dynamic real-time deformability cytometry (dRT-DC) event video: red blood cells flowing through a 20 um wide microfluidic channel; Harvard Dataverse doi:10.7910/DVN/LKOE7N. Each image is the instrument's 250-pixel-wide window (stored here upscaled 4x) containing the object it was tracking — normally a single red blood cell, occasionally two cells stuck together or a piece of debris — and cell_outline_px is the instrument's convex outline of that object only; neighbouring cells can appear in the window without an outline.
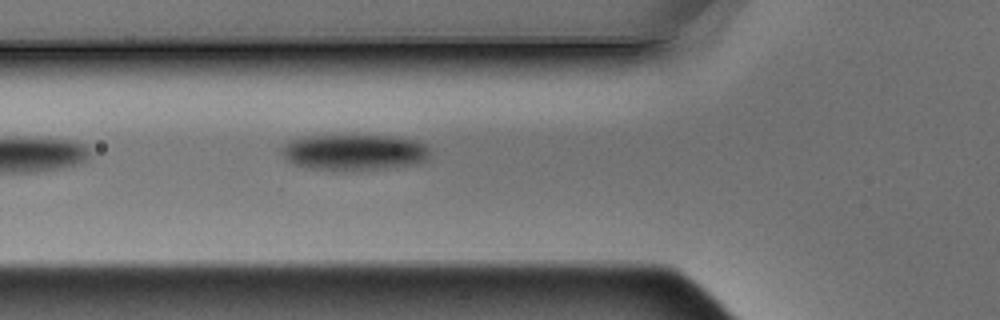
{"species": "Egyptian fruit bat (a non-hibernating species)", "species_latin": "Rousettus aegyptiacus", "temperature_condition": "warm", "stored_images_in_passage": 5, "camera_frame_rate_fps": 3000, "um_per_image_px": 0.085, "animal": {"sex": "male"}, "frame": {"image": 1, "passage_image": 5, "time_ms": 1.333, "image_size_px": [1000, 320], "cell_outline_px": [[428, 156], [424, 160], [408, 164], [380, 168], [344, 172], [304, 168], [292, 164], [284, 160], [280, 152], [280, 148], [292, 140], [304, 136], [392, 136], [416, 140], [428, 144]], "centroid_in_image_um": [30.0, 12.96], "position_along_channel_um": 95.8, "area_um2": 31.33}}